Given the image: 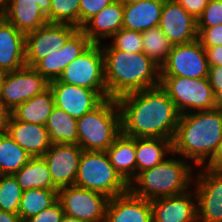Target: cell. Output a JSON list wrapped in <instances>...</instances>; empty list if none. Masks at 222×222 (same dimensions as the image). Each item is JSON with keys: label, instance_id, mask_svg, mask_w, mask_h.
Masks as SVG:
<instances>
[{"label": "cell", "instance_id": "obj_1", "mask_svg": "<svg viewBox=\"0 0 222 222\" xmlns=\"http://www.w3.org/2000/svg\"><path fill=\"white\" fill-rule=\"evenodd\" d=\"M116 100L122 134L132 138L173 140L180 112L160 86L131 92Z\"/></svg>", "mask_w": 222, "mask_h": 222}, {"label": "cell", "instance_id": "obj_2", "mask_svg": "<svg viewBox=\"0 0 222 222\" xmlns=\"http://www.w3.org/2000/svg\"><path fill=\"white\" fill-rule=\"evenodd\" d=\"M101 46L108 98L117 99L131 92L160 86L161 67L143 52L116 50L109 42H103Z\"/></svg>", "mask_w": 222, "mask_h": 222}, {"label": "cell", "instance_id": "obj_3", "mask_svg": "<svg viewBox=\"0 0 222 222\" xmlns=\"http://www.w3.org/2000/svg\"><path fill=\"white\" fill-rule=\"evenodd\" d=\"M222 140V111L218 109L180 114L172 140V152L204 167Z\"/></svg>", "mask_w": 222, "mask_h": 222}, {"label": "cell", "instance_id": "obj_4", "mask_svg": "<svg viewBox=\"0 0 222 222\" xmlns=\"http://www.w3.org/2000/svg\"><path fill=\"white\" fill-rule=\"evenodd\" d=\"M169 157L139 172L129 183V191L137 197L152 201L175 196L192 188L196 170L194 165L174 152Z\"/></svg>", "mask_w": 222, "mask_h": 222}, {"label": "cell", "instance_id": "obj_5", "mask_svg": "<svg viewBox=\"0 0 222 222\" xmlns=\"http://www.w3.org/2000/svg\"><path fill=\"white\" fill-rule=\"evenodd\" d=\"M78 145L85 151H106L121 134V114L114 98L77 119Z\"/></svg>", "mask_w": 222, "mask_h": 222}, {"label": "cell", "instance_id": "obj_6", "mask_svg": "<svg viewBox=\"0 0 222 222\" xmlns=\"http://www.w3.org/2000/svg\"><path fill=\"white\" fill-rule=\"evenodd\" d=\"M74 185L102 193L109 199L129 191V184L116 171L105 151L83 150Z\"/></svg>", "mask_w": 222, "mask_h": 222}, {"label": "cell", "instance_id": "obj_7", "mask_svg": "<svg viewBox=\"0 0 222 222\" xmlns=\"http://www.w3.org/2000/svg\"><path fill=\"white\" fill-rule=\"evenodd\" d=\"M160 87L174 102L180 114L215 109L214 93L208 78L161 77Z\"/></svg>", "mask_w": 222, "mask_h": 222}, {"label": "cell", "instance_id": "obj_8", "mask_svg": "<svg viewBox=\"0 0 222 222\" xmlns=\"http://www.w3.org/2000/svg\"><path fill=\"white\" fill-rule=\"evenodd\" d=\"M58 81L94 91H107L101 44L92 43L62 72Z\"/></svg>", "mask_w": 222, "mask_h": 222}, {"label": "cell", "instance_id": "obj_9", "mask_svg": "<svg viewBox=\"0 0 222 222\" xmlns=\"http://www.w3.org/2000/svg\"><path fill=\"white\" fill-rule=\"evenodd\" d=\"M48 88L49 82L33 67L25 65L5 74L0 87V101L7 110L12 112L18 105Z\"/></svg>", "mask_w": 222, "mask_h": 222}, {"label": "cell", "instance_id": "obj_10", "mask_svg": "<svg viewBox=\"0 0 222 222\" xmlns=\"http://www.w3.org/2000/svg\"><path fill=\"white\" fill-rule=\"evenodd\" d=\"M108 197L75 185L58 190L64 214L84 222H104Z\"/></svg>", "mask_w": 222, "mask_h": 222}, {"label": "cell", "instance_id": "obj_11", "mask_svg": "<svg viewBox=\"0 0 222 222\" xmlns=\"http://www.w3.org/2000/svg\"><path fill=\"white\" fill-rule=\"evenodd\" d=\"M209 64L205 49L197 39L191 43L173 45L167 61L161 66V77L207 78Z\"/></svg>", "mask_w": 222, "mask_h": 222}, {"label": "cell", "instance_id": "obj_12", "mask_svg": "<svg viewBox=\"0 0 222 222\" xmlns=\"http://www.w3.org/2000/svg\"><path fill=\"white\" fill-rule=\"evenodd\" d=\"M195 171L198 222H222V173L204 167Z\"/></svg>", "mask_w": 222, "mask_h": 222}, {"label": "cell", "instance_id": "obj_13", "mask_svg": "<svg viewBox=\"0 0 222 222\" xmlns=\"http://www.w3.org/2000/svg\"><path fill=\"white\" fill-rule=\"evenodd\" d=\"M79 28L70 24L47 23L25 34V61L33 67L39 60L62 48Z\"/></svg>", "mask_w": 222, "mask_h": 222}, {"label": "cell", "instance_id": "obj_14", "mask_svg": "<svg viewBox=\"0 0 222 222\" xmlns=\"http://www.w3.org/2000/svg\"><path fill=\"white\" fill-rule=\"evenodd\" d=\"M49 87L54 94L55 106L75 119L93 111L108 98L107 91L89 90L58 80L49 82Z\"/></svg>", "mask_w": 222, "mask_h": 222}, {"label": "cell", "instance_id": "obj_15", "mask_svg": "<svg viewBox=\"0 0 222 222\" xmlns=\"http://www.w3.org/2000/svg\"><path fill=\"white\" fill-rule=\"evenodd\" d=\"M82 152L78 144L55 143L43 155L58 190L75 184Z\"/></svg>", "mask_w": 222, "mask_h": 222}, {"label": "cell", "instance_id": "obj_16", "mask_svg": "<svg viewBox=\"0 0 222 222\" xmlns=\"http://www.w3.org/2000/svg\"><path fill=\"white\" fill-rule=\"evenodd\" d=\"M159 27L172 45L198 39L197 19L175 0L164 1Z\"/></svg>", "mask_w": 222, "mask_h": 222}, {"label": "cell", "instance_id": "obj_17", "mask_svg": "<svg viewBox=\"0 0 222 222\" xmlns=\"http://www.w3.org/2000/svg\"><path fill=\"white\" fill-rule=\"evenodd\" d=\"M91 44L79 28L62 48L39 60L33 68L48 82L58 80L63 70Z\"/></svg>", "mask_w": 222, "mask_h": 222}, {"label": "cell", "instance_id": "obj_18", "mask_svg": "<svg viewBox=\"0 0 222 222\" xmlns=\"http://www.w3.org/2000/svg\"><path fill=\"white\" fill-rule=\"evenodd\" d=\"M152 222H198L194 189L150 201Z\"/></svg>", "mask_w": 222, "mask_h": 222}, {"label": "cell", "instance_id": "obj_19", "mask_svg": "<svg viewBox=\"0 0 222 222\" xmlns=\"http://www.w3.org/2000/svg\"><path fill=\"white\" fill-rule=\"evenodd\" d=\"M104 222H152L150 201L130 191L108 199Z\"/></svg>", "mask_w": 222, "mask_h": 222}, {"label": "cell", "instance_id": "obj_20", "mask_svg": "<svg viewBox=\"0 0 222 222\" xmlns=\"http://www.w3.org/2000/svg\"><path fill=\"white\" fill-rule=\"evenodd\" d=\"M6 134L31 157H43L52 145L46 126L17 120L12 114Z\"/></svg>", "mask_w": 222, "mask_h": 222}, {"label": "cell", "instance_id": "obj_21", "mask_svg": "<svg viewBox=\"0 0 222 222\" xmlns=\"http://www.w3.org/2000/svg\"><path fill=\"white\" fill-rule=\"evenodd\" d=\"M124 4L114 0L103 10L89 19L80 29L94 44L109 40L123 26ZM107 38V39H106Z\"/></svg>", "mask_w": 222, "mask_h": 222}, {"label": "cell", "instance_id": "obj_22", "mask_svg": "<svg viewBox=\"0 0 222 222\" xmlns=\"http://www.w3.org/2000/svg\"><path fill=\"white\" fill-rule=\"evenodd\" d=\"M25 65V34L3 17L0 20V69L8 73Z\"/></svg>", "mask_w": 222, "mask_h": 222}, {"label": "cell", "instance_id": "obj_23", "mask_svg": "<svg viewBox=\"0 0 222 222\" xmlns=\"http://www.w3.org/2000/svg\"><path fill=\"white\" fill-rule=\"evenodd\" d=\"M3 17L24 34L48 23L36 0H8Z\"/></svg>", "mask_w": 222, "mask_h": 222}, {"label": "cell", "instance_id": "obj_24", "mask_svg": "<svg viewBox=\"0 0 222 222\" xmlns=\"http://www.w3.org/2000/svg\"><path fill=\"white\" fill-rule=\"evenodd\" d=\"M165 0H146L124 5L122 28L142 33L159 26Z\"/></svg>", "mask_w": 222, "mask_h": 222}, {"label": "cell", "instance_id": "obj_25", "mask_svg": "<svg viewBox=\"0 0 222 222\" xmlns=\"http://www.w3.org/2000/svg\"><path fill=\"white\" fill-rule=\"evenodd\" d=\"M105 152L116 171L129 184L136 177V138L121 133Z\"/></svg>", "mask_w": 222, "mask_h": 222}, {"label": "cell", "instance_id": "obj_26", "mask_svg": "<svg viewBox=\"0 0 222 222\" xmlns=\"http://www.w3.org/2000/svg\"><path fill=\"white\" fill-rule=\"evenodd\" d=\"M172 153V141L164 138H136V175L160 164Z\"/></svg>", "mask_w": 222, "mask_h": 222}, {"label": "cell", "instance_id": "obj_27", "mask_svg": "<svg viewBox=\"0 0 222 222\" xmlns=\"http://www.w3.org/2000/svg\"><path fill=\"white\" fill-rule=\"evenodd\" d=\"M54 107V94L49 87L43 93L18 105L11 114L17 120L45 126Z\"/></svg>", "mask_w": 222, "mask_h": 222}, {"label": "cell", "instance_id": "obj_28", "mask_svg": "<svg viewBox=\"0 0 222 222\" xmlns=\"http://www.w3.org/2000/svg\"><path fill=\"white\" fill-rule=\"evenodd\" d=\"M21 189H57L43 157H31L30 160L14 174Z\"/></svg>", "mask_w": 222, "mask_h": 222}, {"label": "cell", "instance_id": "obj_29", "mask_svg": "<svg viewBox=\"0 0 222 222\" xmlns=\"http://www.w3.org/2000/svg\"><path fill=\"white\" fill-rule=\"evenodd\" d=\"M45 126L52 144H78L77 119L64 110L55 106Z\"/></svg>", "mask_w": 222, "mask_h": 222}, {"label": "cell", "instance_id": "obj_30", "mask_svg": "<svg viewBox=\"0 0 222 222\" xmlns=\"http://www.w3.org/2000/svg\"><path fill=\"white\" fill-rule=\"evenodd\" d=\"M58 200V189H27L22 192L18 215L23 222Z\"/></svg>", "mask_w": 222, "mask_h": 222}, {"label": "cell", "instance_id": "obj_31", "mask_svg": "<svg viewBox=\"0 0 222 222\" xmlns=\"http://www.w3.org/2000/svg\"><path fill=\"white\" fill-rule=\"evenodd\" d=\"M30 158L31 156L10 136H0V174L14 175Z\"/></svg>", "mask_w": 222, "mask_h": 222}, {"label": "cell", "instance_id": "obj_32", "mask_svg": "<svg viewBox=\"0 0 222 222\" xmlns=\"http://www.w3.org/2000/svg\"><path fill=\"white\" fill-rule=\"evenodd\" d=\"M141 37L142 52L161 67L167 61L173 45L159 26L143 31Z\"/></svg>", "mask_w": 222, "mask_h": 222}, {"label": "cell", "instance_id": "obj_33", "mask_svg": "<svg viewBox=\"0 0 222 222\" xmlns=\"http://www.w3.org/2000/svg\"><path fill=\"white\" fill-rule=\"evenodd\" d=\"M48 23L70 24L79 28L80 0H50Z\"/></svg>", "mask_w": 222, "mask_h": 222}, {"label": "cell", "instance_id": "obj_34", "mask_svg": "<svg viewBox=\"0 0 222 222\" xmlns=\"http://www.w3.org/2000/svg\"><path fill=\"white\" fill-rule=\"evenodd\" d=\"M23 190L14 175H2L0 210L18 214Z\"/></svg>", "mask_w": 222, "mask_h": 222}, {"label": "cell", "instance_id": "obj_35", "mask_svg": "<svg viewBox=\"0 0 222 222\" xmlns=\"http://www.w3.org/2000/svg\"><path fill=\"white\" fill-rule=\"evenodd\" d=\"M110 41L116 50L127 53H140L143 50L141 33L134 30L121 28L110 38Z\"/></svg>", "mask_w": 222, "mask_h": 222}, {"label": "cell", "instance_id": "obj_36", "mask_svg": "<svg viewBox=\"0 0 222 222\" xmlns=\"http://www.w3.org/2000/svg\"><path fill=\"white\" fill-rule=\"evenodd\" d=\"M222 24V0H210L197 18V27H214Z\"/></svg>", "mask_w": 222, "mask_h": 222}, {"label": "cell", "instance_id": "obj_37", "mask_svg": "<svg viewBox=\"0 0 222 222\" xmlns=\"http://www.w3.org/2000/svg\"><path fill=\"white\" fill-rule=\"evenodd\" d=\"M114 0H80L79 28Z\"/></svg>", "mask_w": 222, "mask_h": 222}, {"label": "cell", "instance_id": "obj_38", "mask_svg": "<svg viewBox=\"0 0 222 222\" xmlns=\"http://www.w3.org/2000/svg\"><path fill=\"white\" fill-rule=\"evenodd\" d=\"M198 40L202 47H215L222 45V24L214 27H197Z\"/></svg>", "mask_w": 222, "mask_h": 222}, {"label": "cell", "instance_id": "obj_39", "mask_svg": "<svg viewBox=\"0 0 222 222\" xmlns=\"http://www.w3.org/2000/svg\"><path fill=\"white\" fill-rule=\"evenodd\" d=\"M64 215L62 205L57 200L49 208L42 210L26 222H61Z\"/></svg>", "mask_w": 222, "mask_h": 222}, {"label": "cell", "instance_id": "obj_40", "mask_svg": "<svg viewBox=\"0 0 222 222\" xmlns=\"http://www.w3.org/2000/svg\"><path fill=\"white\" fill-rule=\"evenodd\" d=\"M196 19L202 14L210 0H175Z\"/></svg>", "mask_w": 222, "mask_h": 222}, {"label": "cell", "instance_id": "obj_41", "mask_svg": "<svg viewBox=\"0 0 222 222\" xmlns=\"http://www.w3.org/2000/svg\"><path fill=\"white\" fill-rule=\"evenodd\" d=\"M207 78L215 94L219 90V85H222V65L209 66Z\"/></svg>", "mask_w": 222, "mask_h": 222}, {"label": "cell", "instance_id": "obj_42", "mask_svg": "<svg viewBox=\"0 0 222 222\" xmlns=\"http://www.w3.org/2000/svg\"><path fill=\"white\" fill-rule=\"evenodd\" d=\"M209 66L222 65V45L215 47H203Z\"/></svg>", "mask_w": 222, "mask_h": 222}, {"label": "cell", "instance_id": "obj_43", "mask_svg": "<svg viewBox=\"0 0 222 222\" xmlns=\"http://www.w3.org/2000/svg\"><path fill=\"white\" fill-rule=\"evenodd\" d=\"M204 168L222 173V140L218 144L216 152Z\"/></svg>", "mask_w": 222, "mask_h": 222}, {"label": "cell", "instance_id": "obj_44", "mask_svg": "<svg viewBox=\"0 0 222 222\" xmlns=\"http://www.w3.org/2000/svg\"><path fill=\"white\" fill-rule=\"evenodd\" d=\"M10 115L11 112L7 110L0 101V136L6 134Z\"/></svg>", "mask_w": 222, "mask_h": 222}, {"label": "cell", "instance_id": "obj_45", "mask_svg": "<svg viewBox=\"0 0 222 222\" xmlns=\"http://www.w3.org/2000/svg\"><path fill=\"white\" fill-rule=\"evenodd\" d=\"M0 222H23L18 214L0 210Z\"/></svg>", "mask_w": 222, "mask_h": 222}, {"label": "cell", "instance_id": "obj_46", "mask_svg": "<svg viewBox=\"0 0 222 222\" xmlns=\"http://www.w3.org/2000/svg\"><path fill=\"white\" fill-rule=\"evenodd\" d=\"M215 109L222 111V85H219V90L214 94Z\"/></svg>", "mask_w": 222, "mask_h": 222}, {"label": "cell", "instance_id": "obj_47", "mask_svg": "<svg viewBox=\"0 0 222 222\" xmlns=\"http://www.w3.org/2000/svg\"><path fill=\"white\" fill-rule=\"evenodd\" d=\"M42 11L47 14L50 11V0H36Z\"/></svg>", "mask_w": 222, "mask_h": 222}, {"label": "cell", "instance_id": "obj_48", "mask_svg": "<svg viewBox=\"0 0 222 222\" xmlns=\"http://www.w3.org/2000/svg\"><path fill=\"white\" fill-rule=\"evenodd\" d=\"M61 222H84V221H81V220L74 218V217L64 215Z\"/></svg>", "mask_w": 222, "mask_h": 222}, {"label": "cell", "instance_id": "obj_49", "mask_svg": "<svg viewBox=\"0 0 222 222\" xmlns=\"http://www.w3.org/2000/svg\"><path fill=\"white\" fill-rule=\"evenodd\" d=\"M8 0H0V15L4 14Z\"/></svg>", "mask_w": 222, "mask_h": 222}, {"label": "cell", "instance_id": "obj_50", "mask_svg": "<svg viewBox=\"0 0 222 222\" xmlns=\"http://www.w3.org/2000/svg\"><path fill=\"white\" fill-rule=\"evenodd\" d=\"M118 1L122 2L124 5H127V4H133V3L142 2L146 0H118Z\"/></svg>", "mask_w": 222, "mask_h": 222}, {"label": "cell", "instance_id": "obj_51", "mask_svg": "<svg viewBox=\"0 0 222 222\" xmlns=\"http://www.w3.org/2000/svg\"><path fill=\"white\" fill-rule=\"evenodd\" d=\"M5 74L6 73L0 69V87H1V84L3 82V78H4Z\"/></svg>", "mask_w": 222, "mask_h": 222}, {"label": "cell", "instance_id": "obj_52", "mask_svg": "<svg viewBox=\"0 0 222 222\" xmlns=\"http://www.w3.org/2000/svg\"><path fill=\"white\" fill-rule=\"evenodd\" d=\"M1 181H2V174H0V184H1Z\"/></svg>", "mask_w": 222, "mask_h": 222}]
</instances>
